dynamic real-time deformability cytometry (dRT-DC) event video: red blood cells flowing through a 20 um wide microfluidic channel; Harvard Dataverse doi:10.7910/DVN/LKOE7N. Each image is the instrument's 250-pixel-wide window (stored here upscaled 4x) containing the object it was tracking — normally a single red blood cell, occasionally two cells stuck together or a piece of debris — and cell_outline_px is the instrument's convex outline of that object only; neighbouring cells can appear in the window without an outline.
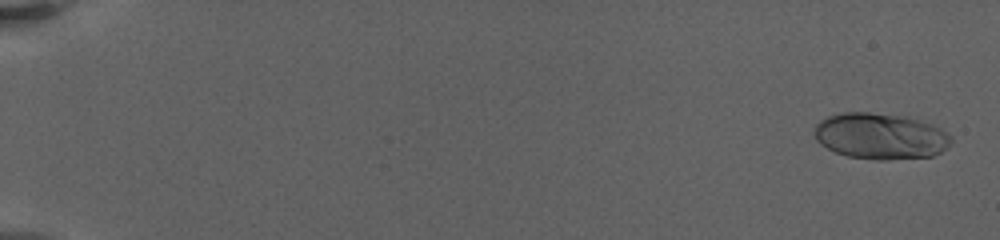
{"species": "human", "species_latin": "Homo sapiens", "temperature_condition": "warm", "stored_images_in_passage": 51, "camera_frame_rate_fps": 3000, "um_per_image_px": 0.085, "donor": {"sex": "female"}, "frame": {"image": 1, "passage_image": 2, "time_ms": 0.333, "image_size_px": [1000, 240], "cell_outline_px": [[952, 140], [940, 152], [932, 156], [888, 160], [876, 160], [848, 156], [836, 152], [820, 144], [816, 140], [816, 124], [820, 120], [828, 116], [844, 112], [868, 112], [908, 116], [932, 124], [940, 128], [952, 136]], "centroid_in_image_um": [74.85, 11.56], "position_along_channel_um": 10.2, "area_um2": 36.76}}
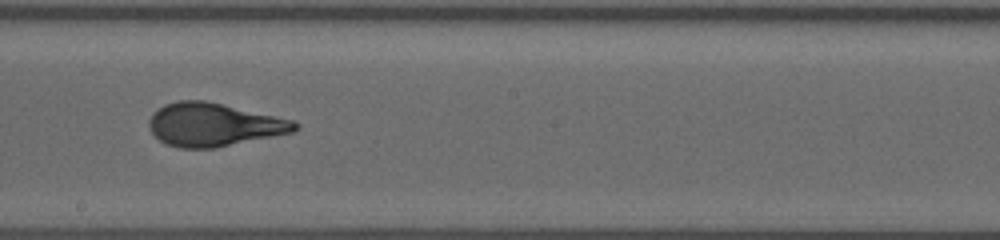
{"frame": {"image": 2, "passage_image": 29, "time_ms": 12.667, "image_size_px": [1000, 240], "cell_outline_px": [[300, 128], [292, 132], [216, 148], [180, 148], [164, 144], [148, 128], [148, 120], [152, 112], [164, 104], [180, 100], [204, 100], [296, 120], [300, 124]], "centroid_in_image_um": [18.16, 10.59], "position_along_channel_um": 230.0, "area_um2": 36.99}}
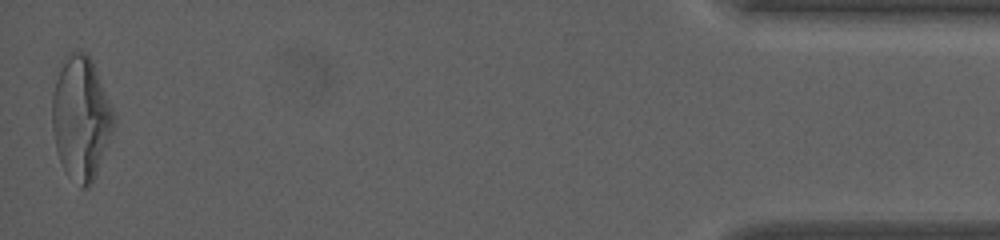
{"frame": {"image": 3, "passage_image": 51, "time_ms": 21.0, "image_size_px": [1000, 240], "cell_outline_px": [[116, 120], [96, 172], [88, 188], [80, 188], [68, 176], [60, 160], [56, 148], [52, 128], [52, 96], [56, 80], [64, 56], [68, 52], [88, 52], [92, 60], [116, 116]], "centroid_in_image_um": [6.87, 10.0], "position_along_channel_um": 428.3, "area_um2": 43.87}, "authors_computed_cell_mechanics": {"area_um2": 36.3562, "velocity_mm_per_s": 3.3139, "shape_relaxation_time_tau1_ms": 6.2559, "shape_relaxation_time_tau2_ms": null, "deformation_change_tau1": 0.2463, "deformation_change_tau2": null}}